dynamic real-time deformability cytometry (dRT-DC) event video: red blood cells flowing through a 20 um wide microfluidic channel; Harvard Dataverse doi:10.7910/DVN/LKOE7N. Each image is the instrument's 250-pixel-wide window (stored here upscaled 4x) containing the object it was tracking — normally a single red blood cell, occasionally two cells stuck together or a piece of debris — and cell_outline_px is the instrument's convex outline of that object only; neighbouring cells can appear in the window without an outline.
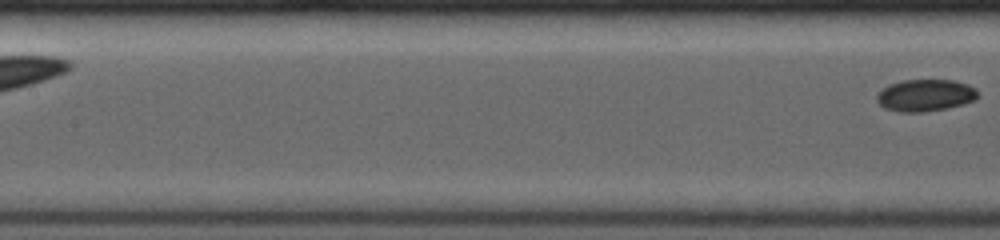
{"species": "common noctule bat (a hibernating species)", "species_latin": "Nyctalus noctula", "temperature_condition": "room temperature", "stored_images_in_passage": 13, "segment_of_instrument_passage": [2, 2], "camera_frame_rate_fps": 4000, "um_per_image_px": 0.085, "animal": {"sex": "female", "body_mass_g": 19.0, "forearm_length_mm": 53.3}, "frame": {"image": 1, "passage_image": 13, "time_ms": 4.5, "image_size_px": [1000, 240], "cell_outline_px": [[980, 96], [976, 100], [964, 104], [948, 108], [924, 112], [900, 112], [884, 108], [876, 100], [876, 96], [888, 84], [900, 80], [952, 80], [968, 84], [976, 88]], "centroid_in_image_um": [78.69, 8.1], "position_along_channel_um": 128.7, "area_um2": 19.07}}